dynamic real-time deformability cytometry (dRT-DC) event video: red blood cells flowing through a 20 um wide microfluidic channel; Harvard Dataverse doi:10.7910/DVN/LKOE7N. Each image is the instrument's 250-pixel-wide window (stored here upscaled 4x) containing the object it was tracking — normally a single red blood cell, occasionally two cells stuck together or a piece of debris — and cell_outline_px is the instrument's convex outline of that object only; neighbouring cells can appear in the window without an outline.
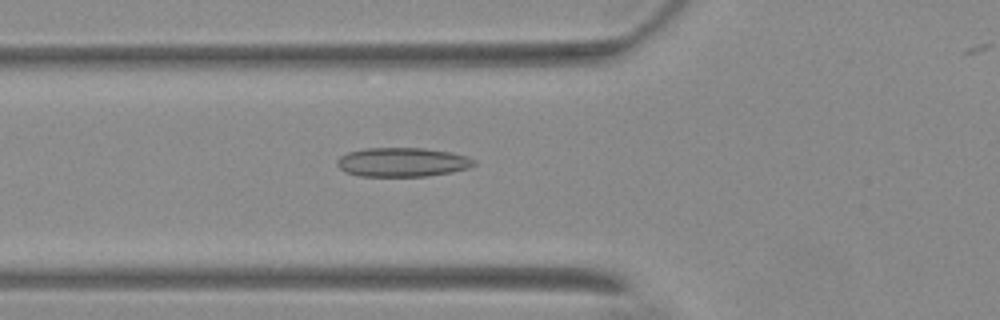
{"species": "Egyptian fruit bat (a non-hibernating species)", "species_latin": "Rousettus aegyptiacus", "temperature_condition": "warm", "stored_images_in_passage": 21, "camera_frame_rate_fps": 3000, "um_per_image_px": 0.085, "animal": {"sex": "female"}, "frame": {"image": 1, "passage_image": 4, "time_ms": 1.0, "image_size_px": [1000, 320], "cell_outline_px": [[476, 164], [468, 168], [452, 172], [428, 176], [360, 176], [344, 172], [336, 164], [336, 160], [340, 156], [348, 152], [364, 148], [424, 148], [452, 152], [468, 156], [476, 160]], "centroid_in_image_um": [34.21, 13.78], "position_along_channel_um": 91.6, "area_um2": 23.47}}
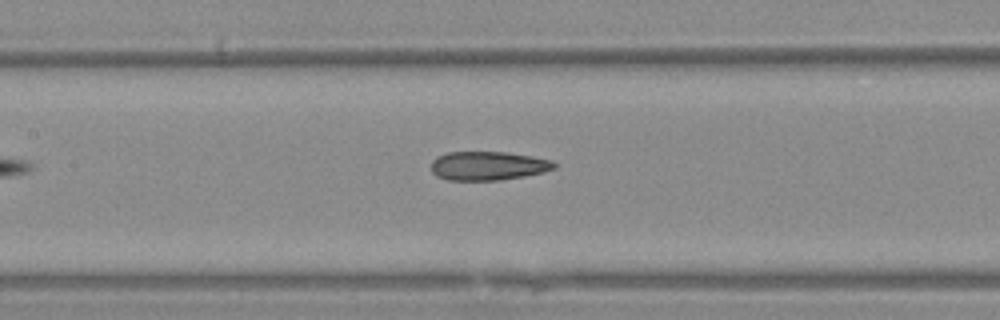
{"frame": {"image": 2, "passage_image": 10, "time_ms": 3.0, "image_size_px": [1000, 320], "cell_outline_px": [[556, 168], [544, 172], [524, 176], [500, 180], [448, 180], [436, 176], [432, 172], [432, 160], [436, 156], [448, 152], [504, 152], [532, 156], [552, 160], [556, 164]], "centroid_in_image_um": [41.48, 14.09], "position_along_channel_um": 165.9, "area_um2": 20.75}}
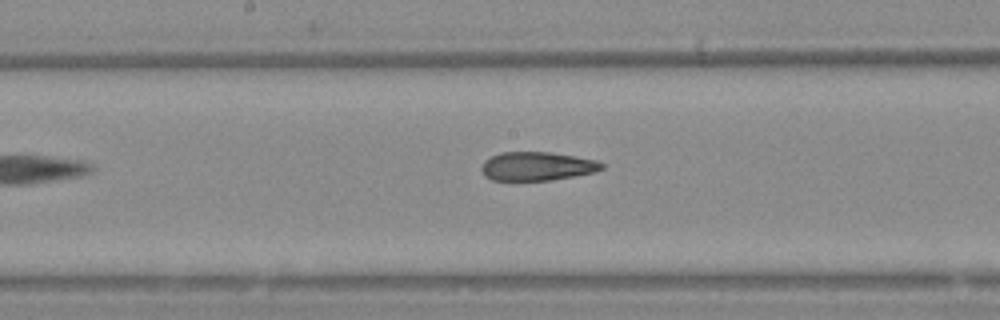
{"frame": {"image": 3, "passage_image": 13, "time_ms": 4.0, "image_size_px": [1000, 320], "cell_outline_px": [[604, 168], [596, 172], [552, 180], [492, 180], [484, 176], [480, 168], [484, 160], [500, 152], [548, 152], [596, 160], [604, 164]], "centroid_in_image_um": [45.63, 14.13], "position_along_channel_um": 202.6, "area_um2": 20.11}}